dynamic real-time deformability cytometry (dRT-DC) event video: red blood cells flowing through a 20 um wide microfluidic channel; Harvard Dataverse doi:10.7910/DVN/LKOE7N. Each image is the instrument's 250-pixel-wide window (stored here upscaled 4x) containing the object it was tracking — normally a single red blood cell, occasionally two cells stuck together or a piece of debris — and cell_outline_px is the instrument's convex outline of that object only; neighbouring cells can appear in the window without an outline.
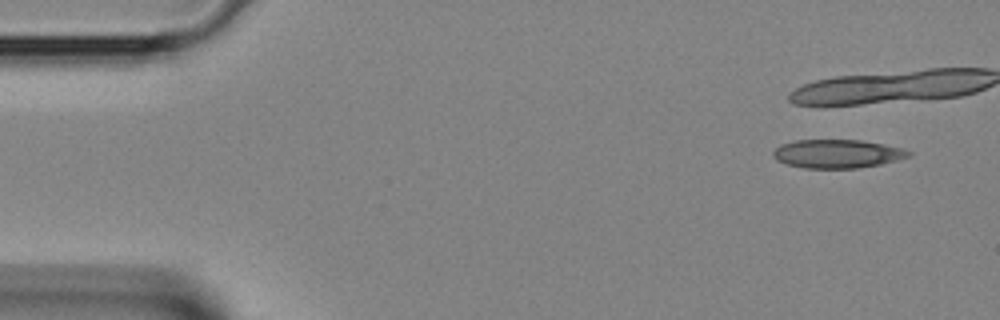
{"species": "Egyptian fruit bat (a non-hibernating species)", "species_latin": "Rousettus aegyptiacus", "temperature_condition": "room temperature", "stored_images_in_passage": 4, "camera_frame_rate_fps": 3000, "um_per_image_px": 0.085, "animal": {"sex": "female"}, "frame": {"image": 1, "passage_image": 1, "time_ms": 0.0, "image_size_px": [1000, 320], "cell_outline_px": [[912, 156], [880, 164], [860, 168], [804, 168], [788, 164], [776, 160], [772, 156], [772, 152], [780, 144], [796, 140], [860, 140], [884, 144], [900, 148], [912, 152]], "centroid_in_image_um": [71.15, 13.07], "position_along_channel_um": 13.8, "area_um2": 22.54}}